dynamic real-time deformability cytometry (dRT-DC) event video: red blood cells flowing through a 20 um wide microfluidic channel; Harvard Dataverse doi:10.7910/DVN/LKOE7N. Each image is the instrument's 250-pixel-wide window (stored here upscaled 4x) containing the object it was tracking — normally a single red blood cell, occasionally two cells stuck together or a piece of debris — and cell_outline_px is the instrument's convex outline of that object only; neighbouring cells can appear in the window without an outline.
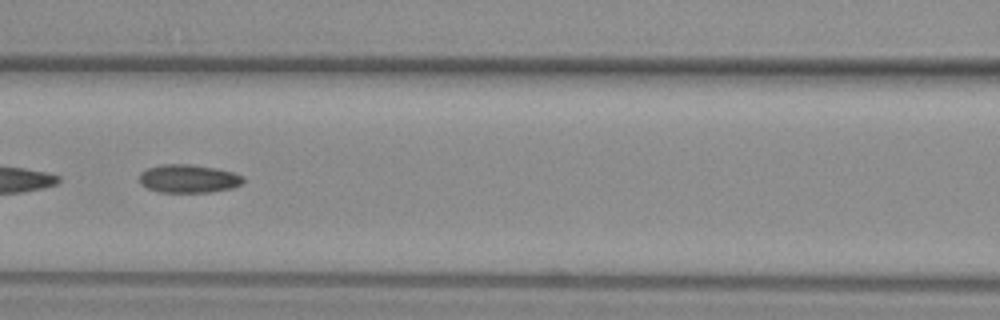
{"species": "common noctule bat (a hibernating species)", "species_latin": "Nyctalus noctula", "temperature_condition": "warm", "stored_images_in_passage": 52, "segment_of_instrument_passage": [2, 2], "camera_frame_rate_fps": 3000, "um_per_image_px": 0.085, "animal": {"sex": "female", "body_mass_g": 29.2, "forearm_length_mm": 56.3}, "frame": {"image": 1, "passage_image": 23, "time_ms": 7.333, "image_size_px": [1000, 320], "cell_outline_px": [[244, 180], [240, 184], [232, 188], [208, 192], [160, 192], [148, 188], [140, 184], [140, 172], [148, 168], [164, 164], [192, 164], [216, 168], [232, 172], [244, 176]], "centroid_in_image_um": [16.02, 15.18], "position_along_channel_um": 150.6, "area_um2": 17.05}}